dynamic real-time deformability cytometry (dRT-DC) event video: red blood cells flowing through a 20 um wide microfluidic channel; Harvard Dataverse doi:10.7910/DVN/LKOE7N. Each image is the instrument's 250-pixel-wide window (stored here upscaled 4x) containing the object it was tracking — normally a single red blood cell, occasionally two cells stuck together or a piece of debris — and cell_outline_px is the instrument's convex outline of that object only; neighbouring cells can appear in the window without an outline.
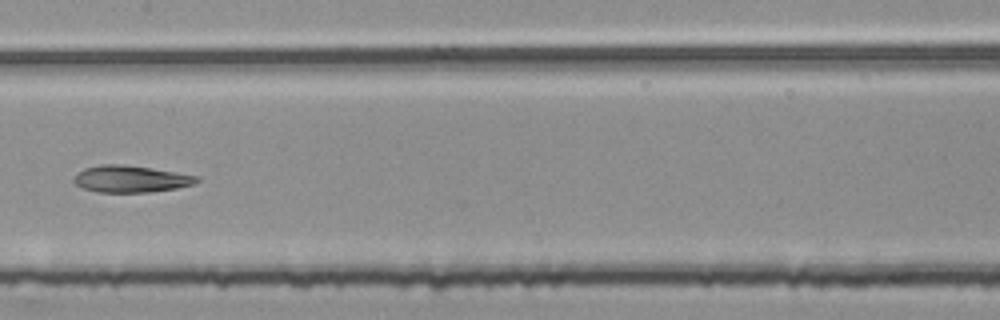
{"species": "common noctule bat (a hibernating species)", "species_latin": "Nyctalus noctula", "temperature_condition": "room temperature", "stored_images_in_passage": 7, "camera_frame_rate_fps": 3000, "um_per_image_px": 0.085, "animal": {"sex": "female", "body_mass_g": 25.1}, "frame": {"image": 1, "passage_image": 7, "time_ms": 2.0, "image_size_px": [1000, 320], "cell_outline_px": [[200, 180], [196, 184], [176, 188], [148, 192], [96, 192], [84, 188], [76, 184], [72, 180], [84, 168], [100, 164], [120, 164], [152, 168], [200, 176]], "centroid_in_image_um": [11.16, 15.21], "position_along_channel_um": 196.2, "area_um2": 19.19}}